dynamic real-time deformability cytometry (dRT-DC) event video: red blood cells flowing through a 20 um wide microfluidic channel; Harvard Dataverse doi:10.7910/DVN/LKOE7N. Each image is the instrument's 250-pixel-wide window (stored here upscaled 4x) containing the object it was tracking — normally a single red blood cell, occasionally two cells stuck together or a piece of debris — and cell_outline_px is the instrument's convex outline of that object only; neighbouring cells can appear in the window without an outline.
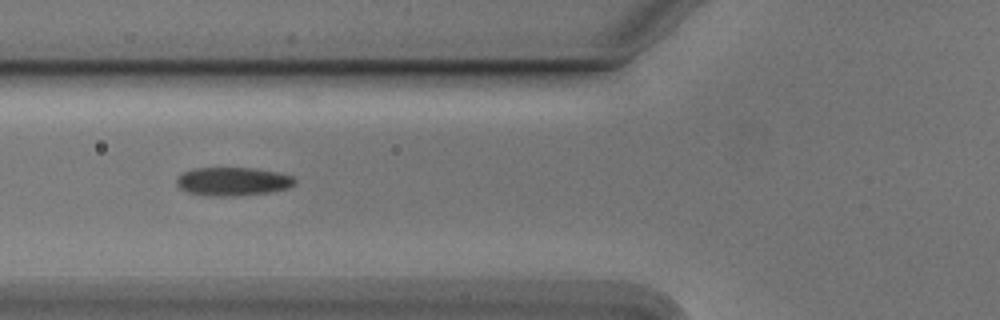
{"species": "Egyptian fruit bat (a non-hibernating species)", "species_latin": "Rousettus aegyptiacus", "temperature_condition": "cold", "stored_images_in_passage": 22, "camera_frame_rate_fps": 3000, "um_per_image_px": 0.085, "animal": {"sex": "male"}, "frame": {"image": 1, "passage_image": 3, "time_ms": 0.667, "image_size_px": [1000, 320], "cell_outline_px": [[296, 184], [288, 188], [268, 192], [232, 196], [212, 196], [184, 192], [176, 184], [176, 176], [192, 168], [256, 168], [276, 172], [292, 176], [296, 180]], "centroid_in_image_um": [19.75, 15.42], "position_along_channel_um": 106.1, "area_um2": 19.71}}
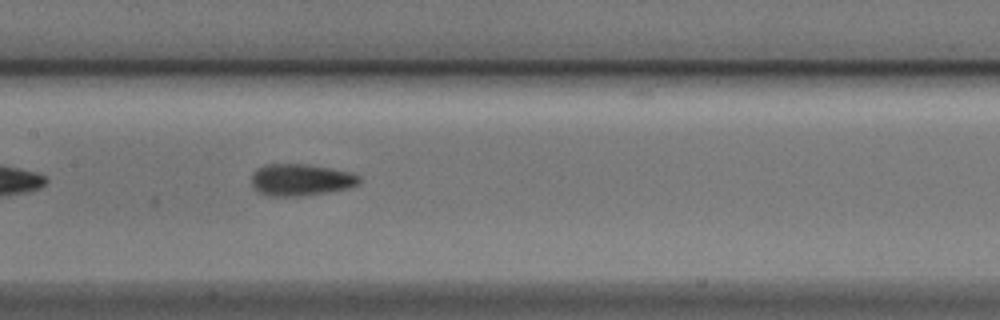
{"frame": {"image": 2, "passage_image": 9, "time_ms": 2.667, "image_size_px": [1000, 320], "cell_outline_px": [[360, 184], [348, 188], [328, 192], [300, 196], [268, 196], [256, 192], [252, 188], [252, 172], [256, 168], [264, 164], [308, 164], [352, 172], [360, 176]], "centroid_in_image_um": [25.54, 15.28], "position_along_channel_um": 181.9, "area_um2": 20.35}}
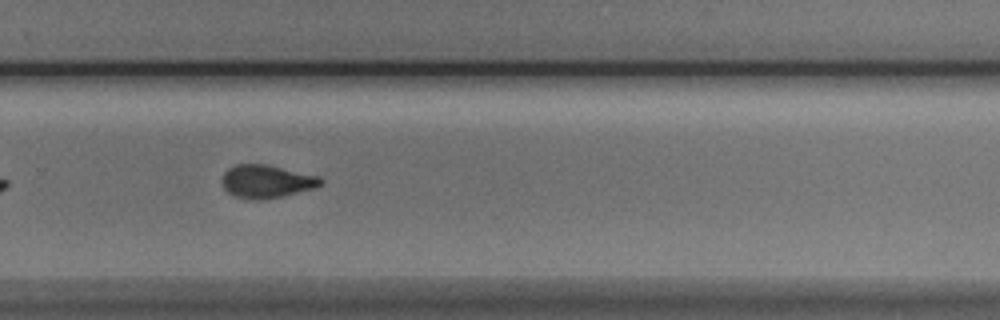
{"frame": {"image": 3, "passage_image": 19, "time_ms": 6.0, "image_size_px": [1000, 320], "cell_outline_px": [[324, 180], [316, 188], [280, 196], [260, 200], [252, 200], [232, 196], [224, 188], [220, 180], [224, 172], [228, 168], [236, 164], [268, 164], [320, 176]], "centroid_in_image_um": [22.63, 15.41], "position_along_channel_um": 307.2, "area_um2": 19.25}}